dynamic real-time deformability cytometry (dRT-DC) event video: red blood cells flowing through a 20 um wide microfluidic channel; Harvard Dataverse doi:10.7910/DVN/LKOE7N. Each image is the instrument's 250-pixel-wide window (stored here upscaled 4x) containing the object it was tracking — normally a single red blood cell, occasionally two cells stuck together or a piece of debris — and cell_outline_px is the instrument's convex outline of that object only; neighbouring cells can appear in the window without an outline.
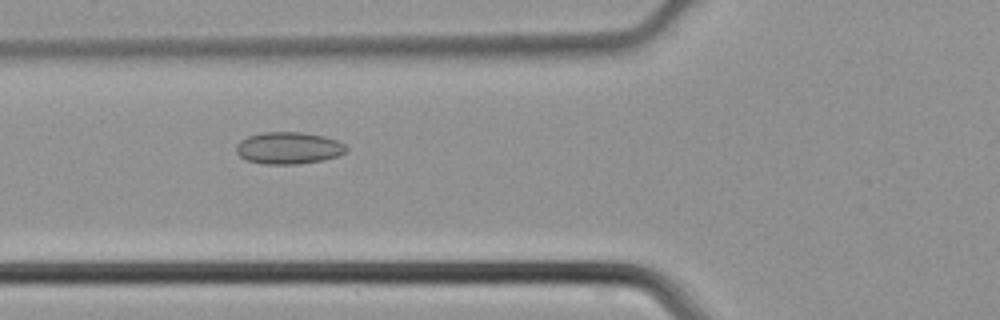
{"species": "common noctule bat (a hibernating species)", "species_latin": "Nyctalus noctula", "temperature_condition": "cold", "stored_images_in_passage": 33, "camera_frame_rate_fps": 3000, "um_per_image_px": 0.085, "animal": {"sex": "male", "body_mass_g": 21.5, "forearm_length_mm": 52.0}, "frame": {"image": 1, "passage_image": 5, "time_ms": 1.333, "image_size_px": [1000, 320], "cell_outline_px": [[348, 148], [344, 152], [336, 156], [324, 160], [296, 164], [264, 164], [248, 160], [240, 156], [236, 152], [236, 144], [240, 140], [248, 136], [264, 132], [304, 132], [324, 136], [336, 140], [344, 144]], "centroid_in_image_um": [24.51, 12.57], "position_along_channel_um": 101.3, "area_um2": 20.46}}
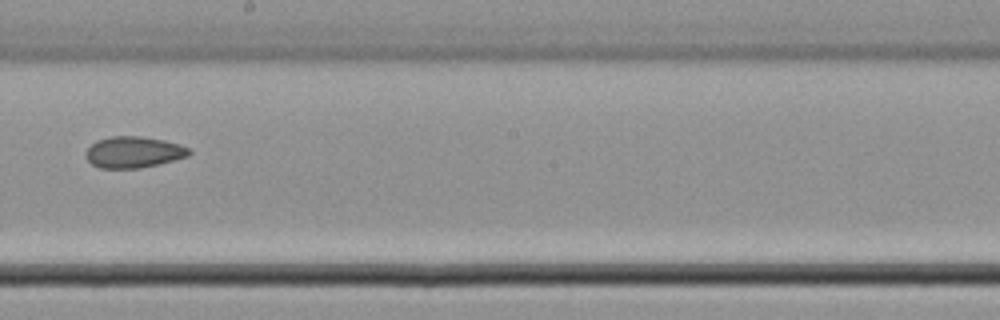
{"frame": {"image": 2, "passage_image": 14, "time_ms": 4.333, "image_size_px": [1000, 320], "cell_outline_px": [[192, 152], [188, 156], [140, 168], [100, 168], [92, 164], [84, 156], [84, 152], [96, 140], [112, 136], [140, 136], [164, 140], [180, 144], [188, 148]], "centroid_in_image_um": [11.32, 12.92], "position_along_channel_um": 236.9, "area_um2": 18.79}}
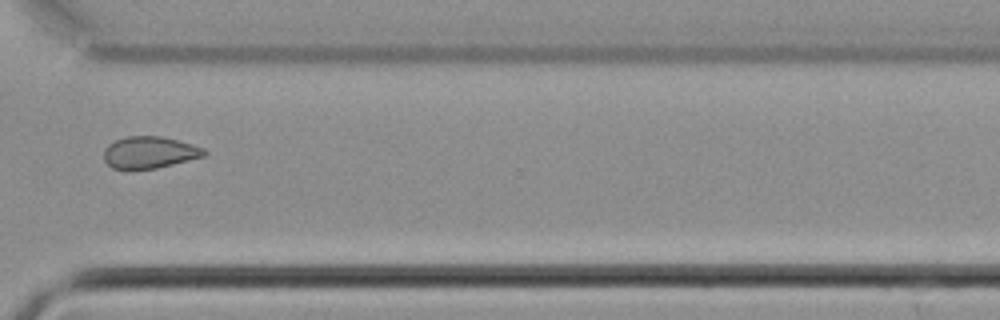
{"frame": {"image": 3, "passage_image": 22, "time_ms": 7.0, "image_size_px": [1000, 320], "cell_outline_px": [[208, 152], [204, 156], [156, 168], [112, 168], [104, 160], [104, 148], [108, 144], [124, 136], [160, 136], [192, 144], [204, 148]], "centroid_in_image_um": [12.7, 12.93], "position_along_channel_um": 357.9, "area_um2": 18.38}}